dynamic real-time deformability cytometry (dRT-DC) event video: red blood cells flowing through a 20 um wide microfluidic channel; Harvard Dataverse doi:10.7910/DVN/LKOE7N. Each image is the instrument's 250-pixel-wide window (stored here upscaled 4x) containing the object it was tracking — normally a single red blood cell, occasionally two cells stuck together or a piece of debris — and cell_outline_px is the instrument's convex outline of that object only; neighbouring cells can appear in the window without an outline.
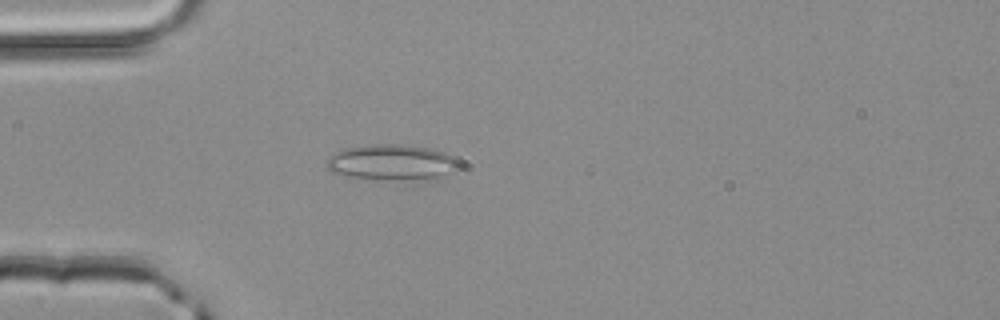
{"species": "common noctule bat (a hibernating species)", "species_latin": "Nyctalus noctula", "temperature_condition": "room temperature", "stored_images_in_passage": 2, "camera_frame_rate_fps": 3000, "um_per_image_px": 0.085, "animal": {"sex": "male", "body_mass_g": 20.4}, "frame": {"image": 1, "passage_image": 2, "time_ms": 0.333, "image_size_px": [1000, 320], "cell_outline_px": [[456, 168], [436, 176], [400, 180], [388, 180], [348, 176], [332, 172], [328, 168], [328, 156], [336, 152], [348, 148], [372, 144], [396, 144], [432, 148], [444, 152], [452, 156], [456, 160]], "centroid_in_image_um": [33.22, 13.77], "position_along_channel_um": 51.8, "area_um2": 26.59}}